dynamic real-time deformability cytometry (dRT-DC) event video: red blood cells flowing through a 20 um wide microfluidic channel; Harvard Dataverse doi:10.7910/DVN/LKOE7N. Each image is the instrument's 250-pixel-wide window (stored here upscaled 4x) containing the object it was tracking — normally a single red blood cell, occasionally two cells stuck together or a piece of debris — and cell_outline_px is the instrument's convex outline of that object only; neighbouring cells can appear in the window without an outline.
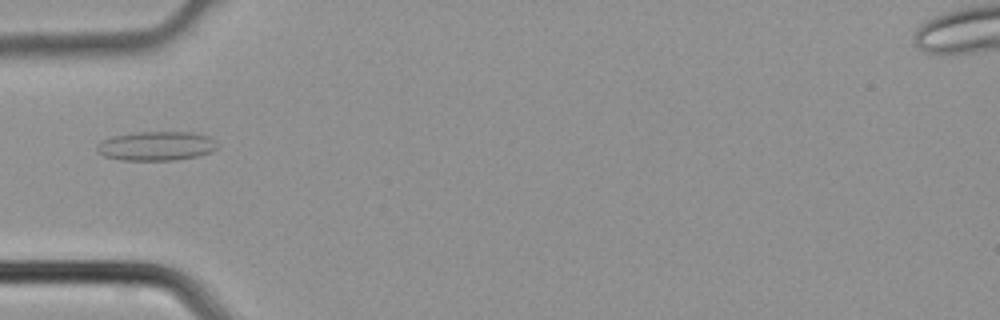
{"species": "common noctule bat (a hibernating species)", "species_latin": "Nyctalus noctula", "temperature_condition": "cold", "stored_images_in_passage": 4, "camera_frame_rate_fps": 3000, "um_per_image_px": 0.085, "animal": {"sex": "male", "body_mass_g": 21.5, "forearm_length_mm": 52.0}, "frame": {"image": 1, "passage_image": 4, "time_ms": 1.0, "image_size_px": [1000, 320], "cell_outline_px": [[216, 148], [212, 152], [196, 156], [176, 160], [120, 160], [104, 156], [96, 152], [96, 144], [100, 140], [112, 136], [136, 132], [192, 132], [208, 136], [216, 140]], "centroid_in_image_um": [13.24, 12.41], "position_along_channel_um": 71.8, "area_um2": 20.69}}